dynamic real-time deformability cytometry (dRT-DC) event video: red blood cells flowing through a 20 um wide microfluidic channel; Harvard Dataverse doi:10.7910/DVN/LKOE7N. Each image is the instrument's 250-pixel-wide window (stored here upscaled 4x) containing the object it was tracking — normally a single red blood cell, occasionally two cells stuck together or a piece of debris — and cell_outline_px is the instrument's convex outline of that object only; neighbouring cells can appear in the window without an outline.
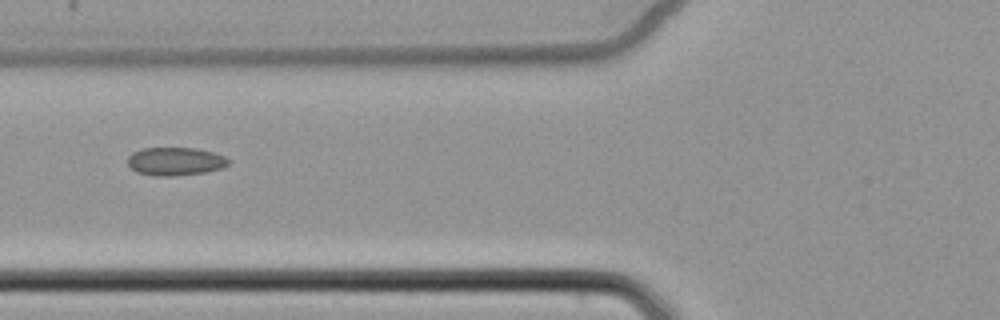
{"species": "common noctule bat (a hibernating species)", "species_latin": "Nyctalus noctula", "temperature_condition": "cold", "stored_images_in_passage": 7, "camera_frame_rate_fps": 3000, "um_per_image_px": 0.085, "animal": {"sex": "female", "body_mass_g": 22.7, "forearm_length_mm": 54.2}, "frame": {"image": 1, "passage_image": 6, "time_ms": 7.0, "image_size_px": [1000, 320], "cell_outline_px": [[228, 164], [224, 168], [204, 172], [172, 176], [152, 176], [136, 172], [128, 164], [128, 156], [132, 152], [140, 148], [196, 148], [212, 152], [224, 156], [228, 160]], "centroid_in_image_um": [14.87, 13.71], "position_along_channel_um": 110.9, "area_um2": 16.59}}
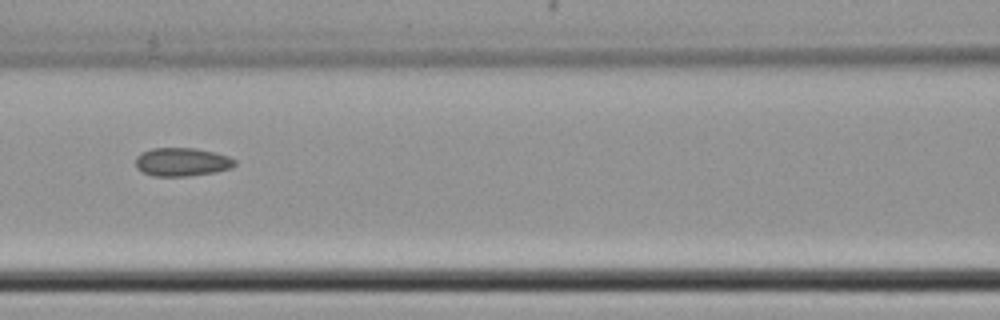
{"frame": {"image": 2, "passage_image": 7, "time_ms": 8.0, "image_size_px": [1000, 320], "cell_outline_px": [[236, 164], [232, 168], [216, 172], [188, 176], [152, 176], [136, 168], [136, 156], [140, 152], [152, 148], [196, 148], [228, 156], [236, 160]], "centroid_in_image_um": [15.46, 13.77], "position_along_channel_um": 151.1, "area_um2": 16.53}}